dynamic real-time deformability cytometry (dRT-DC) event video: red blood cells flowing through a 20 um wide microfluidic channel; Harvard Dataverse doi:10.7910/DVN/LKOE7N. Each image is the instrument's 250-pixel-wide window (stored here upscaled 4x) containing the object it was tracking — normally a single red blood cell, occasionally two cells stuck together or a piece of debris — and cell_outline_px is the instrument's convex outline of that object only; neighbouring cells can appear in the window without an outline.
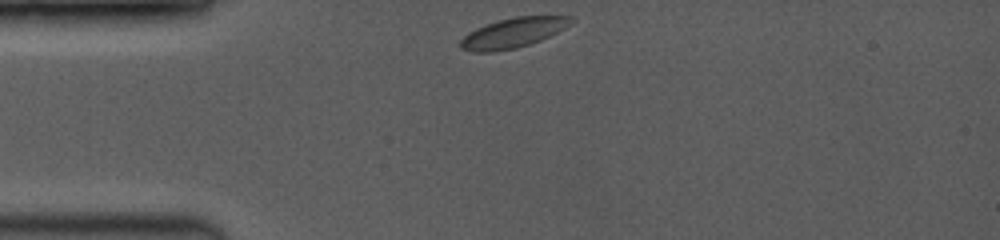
{"species": "common noctule bat (a hibernating species)", "species_latin": "Nyctalus noctula", "temperature_condition": "room temperature", "stored_images_in_passage": 33, "camera_frame_rate_fps": 3500, "um_per_image_px": 0.085, "animal": {"sex": "female", "body_mass_g": 19.0, "forearm_length_mm": 53.3}, "frame": {"image": 1, "passage_image": 1, "time_ms": 0.0, "image_size_px": [1000, 240], "cell_outline_px": [[576, 20], [564, 28], [540, 40], [516, 48], [492, 52], [476, 52], [460, 48], [460, 40], [468, 32], [476, 28], [500, 20], [516, 16], [572, 16]], "centroid_in_image_um": [43.61, 2.79], "position_along_channel_um": 41.4, "area_um2": 19.02}}
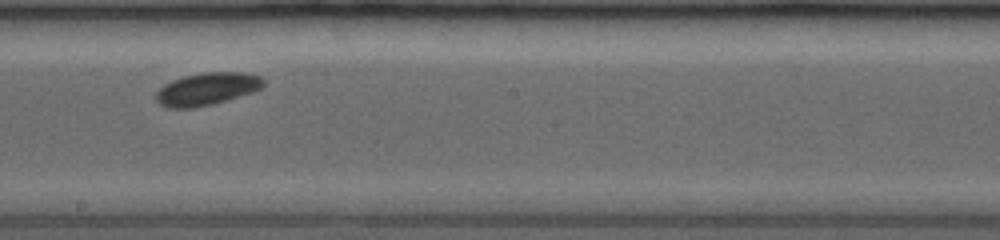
{"frame": {"image": 2, "passage_image": 20, "time_ms": 5.429, "image_size_px": [1000, 240], "cell_outline_px": [[264, 84], [260, 88], [252, 92], [212, 104], [192, 108], [168, 108], [160, 104], [156, 100], [156, 92], [164, 84], [172, 80], [184, 76], [204, 72], [244, 72], [260, 76], [264, 80]], "centroid_in_image_um": [17.57, 7.55], "position_along_channel_um": 230.6, "area_um2": 20.23}}
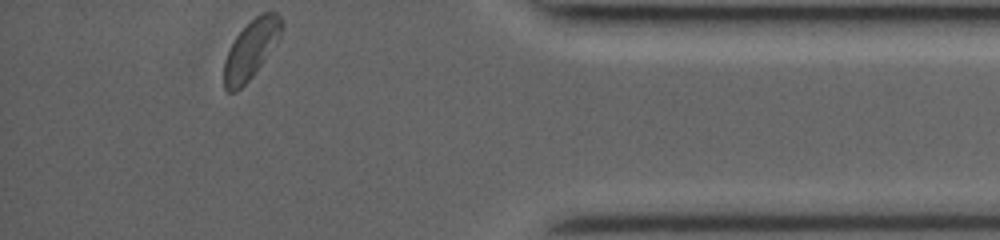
{"frame": {"image": 3, "passage_image": 33, "time_ms": 10.571, "image_size_px": [1000, 240], "cell_outline_px": [[284, 28], [280, 36], [252, 76], [236, 92], [228, 92], [224, 88], [224, 60], [236, 36], [256, 16], [264, 12], [276, 12], [284, 20]], "centroid_in_image_um": [21.34, 4.18], "position_along_channel_um": 413.9, "area_um2": 19.19}, "authors_computed_cell_mechanics": {"area_um2": 19.9988, "velocity_mm_per_s": 3.9544, "shape_relaxation_time_tau1_ms": 0.9709, "shape_relaxation_time_tau2_ms": null, "deformation_change_tau1": 0.0482, "deformation_change_tau2": null}}